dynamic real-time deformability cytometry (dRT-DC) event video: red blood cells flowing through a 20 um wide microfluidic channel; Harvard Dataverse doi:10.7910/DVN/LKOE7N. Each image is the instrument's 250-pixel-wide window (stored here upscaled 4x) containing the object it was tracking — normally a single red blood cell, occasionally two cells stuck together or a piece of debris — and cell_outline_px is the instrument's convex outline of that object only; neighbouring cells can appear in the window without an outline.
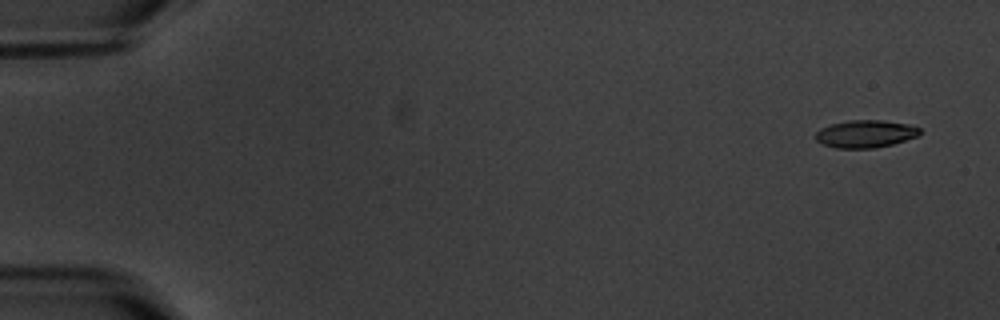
{"species": "common noctule bat (a hibernating species)", "species_latin": "Nyctalus noctula", "temperature_condition": "warm", "stored_images_in_passage": 6, "camera_frame_rate_fps": 3000, "um_per_image_px": 0.085, "animal": {"sex": "male", "body_mass_g": 20.1, "forearm_length_mm": 53.5}, "frame": {"image": 1, "passage_image": 1, "time_ms": 0.0, "image_size_px": [1000, 320], "cell_outline_px": [[920, 132], [916, 136], [892, 144], [872, 148], [836, 148], [824, 144], [816, 140], [816, 132], [820, 128], [832, 124], [848, 120], [880, 120], [908, 124], [920, 128]], "centroid_in_image_um": [73.54, 11.37], "position_along_channel_um": 11.5, "area_um2": 16.47}}
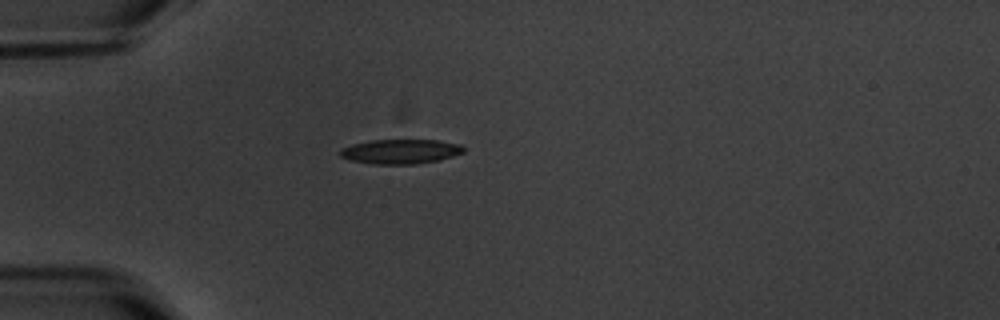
{"frame": {"image": 2, "passage_image": 5, "time_ms": 4.667, "image_size_px": [1000, 320], "cell_outline_px": [[464, 152], [440, 160], [416, 164], [372, 164], [352, 160], [340, 156], [340, 148], [352, 144], [372, 140], [436, 140], [460, 144], [464, 148]], "centroid_in_image_um": [34.04, 12.88], "position_along_channel_um": 51.0, "area_um2": 17.63}}